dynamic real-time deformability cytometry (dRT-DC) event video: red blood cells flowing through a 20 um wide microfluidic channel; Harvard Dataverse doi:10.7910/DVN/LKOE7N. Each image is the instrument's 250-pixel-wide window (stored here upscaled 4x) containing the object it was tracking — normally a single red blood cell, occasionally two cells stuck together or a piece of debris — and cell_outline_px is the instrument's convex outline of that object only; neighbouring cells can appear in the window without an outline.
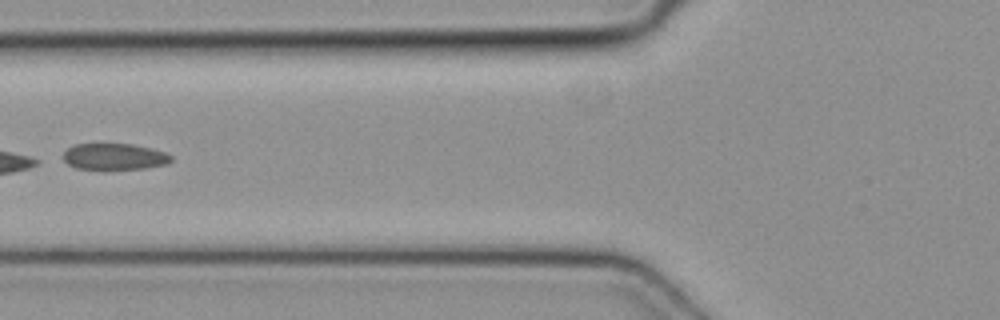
{"species": "common noctule bat (a hibernating species)", "species_latin": "Nyctalus noctula", "temperature_condition": "cold", "stored_images_in_passage": 5, "camera_frame_rate_fps": 3000, "um_per_image_px": 0.085, "animal": {"sex": "female", "body_mass_g": 19.3, "forearm_length_mm": 54.1}, "frame": {"image": 1, "passage_image": 5, "time_ms": 1.333, "image_size_px": [1000, 320], "cell_outline_px": [[172, 160], [168, 164], [144, 168], [108, 172], [100, 172], [76, 168], [68, 164], [64, 160], [64, 152], [72, 144], [132, 144], [164, 152], [172, 156]], "centroid_in_image_um": [9.68, 13.37], "position_along_channel_um": 116.1, "area_um2": 17.28}}